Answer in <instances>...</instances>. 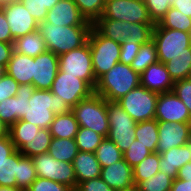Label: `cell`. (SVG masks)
<instances>
[{"instance_id": "cell-1", "label": "cell", "mask_w": 191, "mask_h": 191, "mask_svg": "<svg viewBox=\"0 0 191 191\" xmlns=\"http://www.w3.org/2000/svg\"><path fill=\"white\" fill-rule=\"evenodd\" d=\"M93 26H59L43 21L39 23L38 31L43 37L47 50L55 55H61L77 49L88 42Z\"/></svg>"}, {"instance_id": "cell-2", "label": "cell", "mask_w": 191, "mask_h": 191, "mask_svg": "<svg viewBox=\"0 0 191 191\" xmlns=\"http://www.w3.org/2000/svg\"><path fill=\"white\" fill-rule=\"evenodd\" d=\"M138 86H140V74L130 65L118 62L97 80L94 93L107 101H118Z\"/></svg>"}, {"instance_id": "cell-3", "label": "cell", "mask_w": 191, "mask_h": 191, "mask_svg": "<svg viewBox=\"0 0 191 191\" xmlns=\"http://www.w3.org/2000/svg\"><path fill=\"white\" fill-rule=\"evenodd\" d=\"M70 111V106L50 90L35 89L29 99L26 114L21 120L35 124L41 129H49L55 115Z\"/></svg>"}, {"instance_id": "cell-4", "label": "cell", "mask_w": 191, "mask_h": 191, "mask_svg": "<svg viewBox=\"0 0 191 191\" xmlns=\"http://www.w3.org/2000/svg\"><path fill=\"white\" fill-rule=\"evenodd\" d=\"M93 27L106 38L118 43L146 44L152 40L154 24L129 23L98 18Z\"/></svg>"}, {"instance_id": "cell-5", "label": "cell", "mask_w": 191, "mask_h": 191, "mask_svg": "<svg viewBox=\"0 0 191 191\" xmlns=\"http://www.w3.org/2000/svg\"><path fill=\"white\" fill-rule=\"evenodd\" d=\"M71 111L74 113L79 127H85L107 138L109 120L106 99L93 93L89 98L78 102Z\"/></svg>"}, {"instance_id": "cell-6", "label": "cell", "mask_w": 191, "mask_h": 191, "mask_svg": "<svg viewBox=\"0 0 191 191\" xmlns=\"http://www.w3.org/2000/svg\"><path fill=\"white\" fill-rule=\"evenodd\" d=\"M88 43L95 79L98 80L119 62L121 44L101 35L94 27L90 31Z\"/></svg>"}, {"instance_id": "cell-7", "label": "cell", "mask_w": 191, "mask_h": 191, "mask_svg": "<svg viewBox=\"0 0 191 191\" xmlns=\"http://www.w3.org/2000/svg\"><path fill=\"white\" fill-rule=\"evenodd\" d=\"M109 120L107 138L124 153L135 140L136 121L122 108L118 101L106 100Z\"/></svg>"}, {"instance_id": "cell-8", "label": "cell", "mask_w": 191, "mask_h": 191, "mask_svg": "<svg viewBox=\"0 0 191 191\" xmlns=\"http://www.w3.org/2000/svg\"><path fill=\"white\" fill-rule=\"evenodd\" d=\"M152 40L155 43L158 59L167 63L178 54H191V34L168 29L154 24Z\"/></svg>"}, {"instance_id": "cell-9", "label": "cell", "mask_w": 191, "mask_h": 191, "mask_svg": "<svg viewBox=\"0 0 191 191\" xmlns=\"http://www.w3.org/2000/svg\"><path fill=\"white\" fill-rule=\"evenodd\" d=\"M58 58L59 71L65 75H72L84 80L93 90L95 89L97 80L93 71L92 56L88 42L77 49L59 55Z\"/></svg>"}, {"instance_id": "cell-10", "label": "cell", "mask_w": 191, "mask_h": 191, "mask_svg": "<svg viewBox=\"0 0 191 191\" xmlns=\"http://www.w3.org/2000/svg\"><path fill=\"white\" fill-rule=\"evenodd\" d=\"M158 93L138 86L123 96L118 103L138 123L155 119Z\"/></svg>"}, {"instance_id": "cell-11", "label": "cell", "mask_w": 191, "mask_h": 191, "mask_svg": "<svg viewBox=\"0 0 191 191\" xmlns=\"http://www.w3.org/2000/svg\"><path fill=\"white\" fill-rule=\"evenodd\" d=\"M32 159L38 177L65 184L73 190L77 189L72 163L58 161L48 152L36 155Z\"/></svg>"}, {"instance_id": "cell-12", "label": "cell", "mask_w": 191, "mask_h": 191, "mask_svg": "<svg viewBox=\"0 0 191 191\" xmlns=\"http://www.w3.org/2000/svg\"><path fill=\"white\" fill-rule=\"evenodd\" d=\"M100 18L129 23L153 24L149 18L145 0H105Z\"/></svg>"}, {"instance_id": "cell-13", "label": "cell", "mask_w": 191, "mask_h": 191, "mask_svg": "<svg viewBox=\"0 0 191 191\" xmlns=\"http://www.w3.org/2000/svg\"><path fill=\"white\" fill-rule=\"evenodd\" d=\"M50 91L61 97L71 109L78 102L89 98L94 93V90L84 80L72 75H65L59 70Z\"/></svg>"}, {"instance_id": "cell-14", "label": "cell", "mask_w": 191, "mask_h": 191, "mask_svg": "<svg viewBox=\"0 0 191 191\" xmlns=\"http://www.w3.org/2000/svg\"><path fill=\"white\" fill-rule=\"evenodd\" d=\"M1 8L5 13L14 40L38 30L39 23L20 1L3 4Z\"/></svg>"}, {"instance_id": "cell-15", "label": "cell", "mask_w": 191, "mask_h": 191, "mask_svg": "<svg viewBox=\"0 0 191 191\" xmlns=\"http://www.w3.org/2000/svg\"><path fill=\"white\" fill-rule=\"evenodd\" d=\"M190 138L191 123L158 121V145L156 152L161 154L170 148L185 145Z\"/></svg>"}, {"instance_id": "cell-16", "label": "cell", "mask_w": 191, "mask_h": 191, "mask_svg": "<svg viewBox=\"0 0 191 191\" xmlns=\"http://www.w3.org/2000/svg\"><path fill=\"white\" fill-rule=\"evenodd\" d=\"M155 119L157 121L191 123L188 108L172 91L158 94Z\"/></svg>"}, {"instance_id": "cell-17", "label": "cell", "mask_w": 191, "mask_h": 191, "mask_svg": "<svg viewBox=\"0 0 191 191\" xmlns=\"http://www.w3.org/2000/svg\"><path fill=\"white\" fill-rule=\"evenodd\" d=\"M34 91L33 85H19L15 96L0 102V118L9 128L26 114Z\"/></svg>"}, {"instance_id": "cell-18", "label": "cell", "mask_w": 191, "mask_h": 191, "mask_svg": "<svg viewBox=\"0 0 191 191\" xmlns=\"http://www.w3.org/2000/svg\"><path fill=\"white\" fill-rule=\"evenodd\" d=\"M45 21L62 27L93 26V23L87 21L80 13L73 0H59L52 9L48 10Z\"/></svg>"}, {"instance_id": "cell-19", "label": "cell", "mask_w": 191, "mask_h": 191, "mask_svg": "<svg viewBox=\"0 0 191 191\" xmlns=\"http://www.w3.org/2000/svg\"><path fill=\"white\" fill-rule=\"evenodd\" d=\"M33 86L35 89L50 90L59 70V58L51 51L34 57Z\"/></svg>"}, {"instance_id": "cell-20", "label": "cell", "mask_w": 191, "mask_h": 191, "mask_svg": "<svg viewBox=\"0 0 191 191\" xmlns=\"http://www.w3.org/2000/svg\"><path fill=\"white\" fill-rule=\"evenodd\" d=\"M140 85L149 91L160 94L171 92L174 82L170 78L165 64L157 61L140 74Z\"/></svg>"}, {"instance_id": "cell-21", "label": "cell", "mask_w": 191, "mask_h": 191, "mask_svg": "<svg viewBox=\"0 0 191 191\" xmlns=\"http://www.w3.org/2000/svg\"><path fill=\"white\" fill-rule=\"evenodd\" d=\"M101 179L112 189L122 190L134 186L133 168L123 159L101 168Z\"/></svg>"}, {"instance_id": "cell-22", "label": "cell", "mask_w": 191, "mask_h": 191, "mask_svg": "<svg viewBox=\"0 0 191 191\" xmlns=\"http://www.w3.org/2000/svg\"><path fill=\"white\" fill-rule=\"evenodd\" d=\"M187 162H191V138L185 145L173 147L161 153L159 170L176 179L178 170Z\"/></svg>"}, {"instance_id": "cell-23", "label": "cell", "mask_w": 191, "mask_h": 191, "mask_svg": "<svg viewBox=\"0 0 191 191\" xmlns=\"http://www.w3.org/2000/svg\"><path fill=\"white\" fill-rule=\"evenodd\" d=\"M34 57L12 52L7 65V74L19 85H33Z\"/></svg>"}, {"instance_id": "cell-24", "label": "cell", "mask_w": 191, "mask_h": 191, "mask_svg": "<svg viewBox=\"0 0 191 191\" xmlns=\"http://www.w3.org/2000/svg\"><path fill=\"white\" fill-rule=\"evenodd\" d=\"M72 164L77 185L101 175V165L96 159L95 153L78 151Z\"/></svg>"}, {"instance_id": "cell-25", "label": "cell", "mask_w": 191, "mask_h": 191, "mask_svg": "<svg viewBox=\"0 0 191 191\" xmlns=\"http://www.w3.org/2000/svg\"><path fill=\"white\" fill-rule=\"evenodd\" d=\"M13 49L19 54L30 57H37L47 51L45 41L38 30L15 39Z\"/></svg>"}, {"instance_id": "cell-26", "label": "cell", "mask_w": 191, "mask_h": 191, "mask_svg": "<svg viewBox=\"0 0 191 191\" xmlns=\"http://www.w3.org/2000/svg\"><path fill=\"white\" fill-rule=\"evenodd\" d=\"M79 125L72 111L55 115L50 124L49 131L53 138L75 139Z\"/></svg>"}, {"instance_id": "cell-27", "label": "cell", "mask_w": 191, "mask_h": 191, "mask_svg": "<svg viewBox=\"0 0 191 191\" xmlns=\"http://www.w3.org/2000/svg\"><path fill=\"white\" fill-rule=\"evenodd\" d=\"M48 153L58 161L73 163L78 147L75 139L52 138Z\"/></svg>"}, {"instance_id": "cell-28", "label": "cell", "mask_w": 191, "mask_h": 191, "mask_svg": "<svg viewBox=\"0 0 191 191\" xmlns=\"http://www.w3.org/2000/svg\"><path fill=\"white\" fill-rule=\"evenodd\" d=\"M135 139L150 151L156 152L158 145V121L152 119L136 123Z\"/></svg>"}, {"instance_id": "cell-29", "label": "cell", "mask_w": 191, "mask_h": 191, "mask_svg": "<svg viewBox=\"0 0 191 191\" xmlns=\"http://www.w3.org/2000/svg\"><path fill=\"white\" fill-rule=\"evenodd\" d=\"M49 129H40L39 132L18 150L22 155L34 157L48 152L52 141Z\"/></svg>"}, {"instance_id": "cell-30", "label": "cell", "mask_w": 191, "mask_h": 191, "mask_svg": "<svg viewBox=\"0 0 191 191\" xmlns=\"http://www.w3.org/2000/svg\"><path fill=\"white\" fill-rule=\"evenodd\" d=\"M41 128L35 124L19 119L9 128V136L16 150H19L26 141L32 139Z\"/></svg>"}, {"instance_id": "cell-31", "label": "cell", "mask_w": 191, "mask_h": 191, "mask_svg": "<svg viewBox=\"0 0 191 191\" xmlns=\"http://www.w3.org/2000/svg\"><path fill=\"white\" fill-rule=\"evenodd\" d=\"M37 177L33 159L18 151V171L15 175L16 188L27 190Z\"/></svg>"}, {"instance_id": "cell-32", "label": "cell", "mask_w": 191, "mask_h": 191, "mask_svg": "<svg viewBox=\"0 0 191 191\" xmlns=\"http://www.w3.org/2000/svg\"><path fill=\"white\" fill-rule=\"evenodd\" d=\"M173 82L191 78V54H178L165 63Z\"/></svg>"}, {"instance_id": "cell-33", "label": "cell", "mask_w": 191, "mask_h": 191, "mask_svg": "<svg viewBox=\"0 0 191 191\" xmlns=\"http://www.w3.org/2000/svg\"><path fill=\"white\" fill-rule=\"evenodd\" d=\"M159 61L156 46L153 40L142 44L135 59L131 63V68L138 74L143 73L151 64Z\"/></svg>"}, {"instance_id": "cell-34", "label": "cell", "mask_w": 191, "mask_h": 191, "mask_svg": "<svg viewBox=\"0 0 191 191\" xmlns=\"http://www.w3.org/2000/svg\"><path fill=\"white\" fill-rule=\"evenodd\" d=\"M159 162L160 154L158 152H152L138 165L133 167L134 185L136 186L140 181L146 180L158 173L160 171Z\"/></svg>"}, {"instance_id": "cell-35", "label": "cell", "mask_w": 191, "mask_h": 191, "mask_svg": "<svg viewBox=\"0 0 191 191\" xmlns=\"http://www.w3.org/2000/svg\"><path fill=\"white\" fill-rule=\"evenodd\" d=\"M94 153L96 159L101 165V168L108 167L114 162L123 159V153L116 146V144L108 138H104Z\"/></svg>"}, {"instance_id": "cell-36", "label": "cell", "mask_w": 191, "mask_h": 191, "mask_svg": "<svg viewBox=\"0 0 191 191\" xmlns=\"http://www.w3.org/2000/svg\"><path fill=\"white\" fill-rule=\"evenodd\" d=\"M160 27L179 30L182 32H191V18L179 12V10L170 7L166 15L158 23Z\"/></svg>"}, {"instance_id": "cell-37", "label": "cell", "mask_w": 191, "mask_h": 191, "mask_svg": "<svg viewBox=\"0 0 191 191\" xmlns=\"http://www.w3.org/2000/svg\"><path fill=\"white\" fill-rule=\"evenodd\" d=\"M104 136L85 127H79L75 136V142L78 151L94 153L100 143L104 140Z\"/></svg>"}, {"instance_id": "cell-38", "label": "cell", "mask_w": 191, "mask_h": 191, "mask_svg": "<svg viewBox=\"0 0 191 191\" xmlns=\"http://www.w3.org/2000/svg\"><path fill=\"white\" fill-rule=\"evenodd\" d=\"M18 150L0 164V187H16Z\"/></svg>"}, {"instance_id": "cell-39", "label": "cell", "mask_w": 191, "mask_h": 191, "mask_svg": "<svg viewBox=\"0 0 191 191\" xmlns=\"http://www.w3.org/2000/svg\"><path fill=\"white\" fill-rule=\"evenodd\" d=\"M173 180L164 172L159 171L148 179L140 181L136 187L139 191H170Z\"/></svg>"}, {"instance_id": "cell-40", "label": "cell", "mask_w": 191, "mask_h": 191, "mask_svg": "<svg viewBox=\"0 0 191 191\" xmlns=\"http://www.w3.org/2000/svg\"><path fill=\"white\" fill-rule=\"evenodd\" d=\"M85 19L94 23L102 16L105 0H73Z\"/></svg>"}, {"instance_id": "cell-41", "label": "cell", "mask_w": 191, "mask_h": 191, "mask_svg": "<svg viewBox=\"0 0 191 191\" xmlns=\"http://www.w3.org/2000/svg\"><path fill=\"white\" fill-rule=\"evenodd\" d=\"M151 153L152 151L135 139L129 148L123 153V158L133 168Z\"/></svg>"}, {"instance_id": "cell-42", "label": "cell", "mask_w": 191, "mask_h": 191, "mask_svg": "<svg viewBox=\"0 0 191 191\" xmlns=\"http://www.w3.org/2000/svg\"><path fill=\"white\" fill-rule=\"evenodd\" d=\"M145 3L153 24H158L171 7V0H145Z\"/></svg>"}, {"instance_id": "cell-43", "label": "cell", "mask_w": 191, "mask_h": 191, "mask_svg": "<svg viewBox=\"0 0 191 191\" xmlns=\"http://www.w3.org/2000/svg\"><path fill=\"white\" fill-rule=\"evenodd\" d=\"M28 191H74L69 186L53 180L37 177L27 189Z\"/></svg>"}, {"instance_id": "cell-44", "label": "cell", "mask_w": 191, "mask_h": 191, "mask_svg": "<svg viewBox=\"0 0 191 191\" xmlns=\"http://www.w3.org/2000/svg\"><path fill=\"white\" fill-rule=\"evenodd\" d=\"M172 92L182 100L191 115V78L175 81Z\"/></svg>"}, {"instance_id": "cell-45", "label": "cell", "mask_w": 191, "mask_h": 191, "mask_svg": "<svg viewBox=\"0 0 191 191\" xmlns=\"http://www.w3.org/2000/svg\"><path fill=\"white\" fill-rule=\"evenodd\" d=\"M20 2L38 23L45 21L48 10L44 8V0H20Z\"/></svg>"}, {"instance_id": "cell-46", "label": "cell", "mask_w": 191, "mask_h": 191, "mask_svg": "<svg viewBox=\"0 0 191 191\" xmlns=\"http://www.w3.org/2000/svg\"><path fill=\"white\" fill-rule=\"evenodd\" d=\"M19 84L8 74L0 78V102L16 95Z\"/></svg>"}, {"instance_id": "cell-47", "label": "cell", "mask_w": 191, "mask_h": 191, "mask_svg": "<svg viewBox=\"0 0 191 191\" xmlns=\"http://www.w3.org/2000/svg\"><path fill=\"white\" fill-rule=\"evenodd\" d=\"M75 191H115L101 177L93 178L78 184Z\"/></svg>"}, {"instance_id": "cell-48", "label": "cell", "mask_w": 191, "mask_h": 191, "mask_svg": "<svg viewBox=\"0 0 191 191\" xmlns=\"http://www.w3.org/2000/svg\"><path fill=\"white\" fill-rule=\"evenodd\" d=\"M142 44L121 43V54L119 62L131 65Z\"/></svg>"}, {"instance_id": "cell-49", "label": "cell", "mask_w": 191, "mask_h": 191, "mask_svg": "<svg viewBox=\"0 0 191 191\" xmlns=\"http://www.w3.org/2000/svg\"><path fill=\"white\" fill-rule=\"evenodd\" d=\"M16 151L9 135L0 138V164Z\"/></svg>"}, {"instance_id": "cell-50", "label": "cell", "mask_w": 191, "mask_h": 191, "mask_svg": "<svg viewBox=\"0 0 191 191\" xmlns=\"http://www.w3.org/2000/svg\"><path fill=\"white\" fill-rule=\"evenodd\" d=\"M0 41L13 43L14 39L11 36L10 26L6 20L5 13L0 7Z\"/></svg>"}, {"instance_id": "cell-51", "label": "cell", "mask_w": 191, "mask_h": 191, "mask_svg": "<svg viewBox=\"0 0 191 191\" xmlns=\"http://www.w3.org/2000/svg\"><path fill=\"white\" fill-rule=\"evenodd\" d=\"M13 51V43L0 41V64L7 67Z\"/></svg>"}, {"instance_id": "cell-52", "label": "cell", "mask_w": 191, "mask_h": 191, "mask_svg": "<svg viewBox=\"0 0 191 191\" xmlns=\"http://www.w3.org/2000/svg\"><path fill=\"white\" fill-rule=\"evenodd\" d=\"M171 7L191 18V0H171Z\"/></svg>"}, {"instance_id": "cell-53", "label": "cell", "mask_w": 191, "mask_h": 191, "mask_svg": "<svg viewBox=\"0 0 191 191\" xmlns=\"http://www.w3.org/2000/svg\"><path fill=\"white\" fill-rule=\"evenodd\" d=\"M170 191H191V181L174 179Z\"/></svg>"}, {"instance_id": "cell-54", "label": "cell", "mask_w": 191, "mask_h": 191, "mask_svg": "<svg viewBox=\"0 0 191 191\" xmlns=\"http://www.w3.org/2000/svg\"><path fill=\"white\" fill-rule=\"evenodd\" d=\"M177 179L191 181V162H187L178 170Z\"/></svg>"}, {"instance_id": "cell-55", "label": "cell", "mask_w": 191, "mask_h": 191, "mask_svg": "<svg viewBox=\"0 0 191 191\" xmlns=\"http://www.w3.org/2000/svg\"><path fill=\"white\" fill-rule=\"evenodd\" d=\"M9 135V127L0 118V138Z\"/></svg>"}, {"instance_id": "cell-56", "label": "cell", "mask_w": 191, "mask_h": 191, "mask_svg": "<svg viewBox=\"0 0 191 191\" xmlns=\"http://www.w3.org/2000/svg\"><path fill=\"white\" fill-rule=\"evenodd\" d=\"M59 0H44V8H46L47 10L52 9Z\"/></svg>"}, {"instance_id": "cell-57", "label": "cell", "mask_w": 191, "mask_h": 191, "mask_svg": "<svg viewBox=\"0 0 191 191\" xmlns=\"http://www.w3.org/2000/svg\"><path fill=\"white\" fill-rule=\"evenodd\" d=\"M0 191H22V189L16 187H0Z\"/></svg>"}, {"instance_id": "cell-58", "label": "cell", "mask_w": 191, "mask_h": 191, "mask_svg": "<svg viewBox=\"0 0 191 191\" xmlns=\"http://www.w3.org/2000/svg\"><path fill=\"white\" fill-rule=\"evenodd\" d=\"M7 74V68L5 65L0 64V78Z\"/></svg>"}, {"instance_id": "cell-59", "label": "cell", "mask_w": 191, "mask_h": 191, "mask_svg": "<svg viewBox=\"0 0 191 191\" xmlns=\"http://www.w3.org/2000/svg\"><path fill=\"white\" fill-rule=\"evenodd\" d=\"M20 0H0V5L12 3V2H19Z\"/></svg>"}, {"instance_id": "cell-60", "label": "cell", "mask_w": 191, "mask_h": 191, "mask_svg": "<svg viewBox=\"0 0 191 191\" xmlns=\"http://www.w3.org/2000/svg\"><path fill=\"white\" fill-rule=\"evenodd\" d=\"M115 191H139L138 188L134 185L133 187H130L128 189H122V190H115Z\"/></svg>"}]
</instances>
